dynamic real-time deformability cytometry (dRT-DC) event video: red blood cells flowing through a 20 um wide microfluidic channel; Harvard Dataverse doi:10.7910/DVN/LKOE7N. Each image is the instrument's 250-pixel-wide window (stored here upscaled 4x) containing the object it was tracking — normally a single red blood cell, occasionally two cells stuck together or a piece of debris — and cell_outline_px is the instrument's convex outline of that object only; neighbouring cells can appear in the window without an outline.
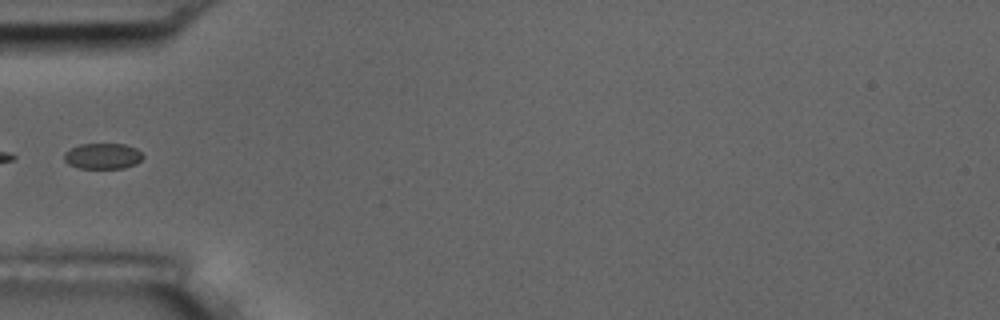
{"species": "common noctule bat (a hibernating species)", "species_latin": "Nyctalus noctula", "temperature_condition": "room temperature", "stored_images_in_passage": 5, "segment_of_instrument_passage": [2, 2], "camera_frame_rate_fps": 3000, "um_per_image_px": 0.085, "animal": {"sex": "male", "body_mass_g": 17.5, "forearm_length_mm": 52.3}, "frame": {"image": 1, "passage_image": 5, "time_ms": 5.333, "image_size_px": [1000, 320], "cell_outline_px": [[144, 156], [136, 164], [124, 168], [76, 168], [68, 164], [64, 160], [64, 152], [80, 144], [124, 144], [136, 148]], "centroid_in_image_um": [8.72, 13.27], "position_along_channel_um": 76.3, "area_um2": 11.85}}